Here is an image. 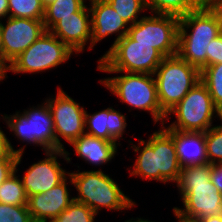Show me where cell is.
<instances>
[{
    "instance_id": "6da1fadb",
    "label": "cell",
    "mask_w": 222,
    "mask_h": 222,
    "mask_svg": "<svg viewBox=\"0 0 222 222\" xmlns=\"http://www.w3.org/2000/svg\"><path fill=\"white\" fill-rule=\"evenodd\" d=\"M211 164H197L182 167L176 186L184 208L173 211L187 220L222 215V193L210 180Z\"/></svg>"
},
{
    "instance_id": "7a4b0ae2",
    "label": "cell",
    "mask_w": 222,
    "mask_h": 222,
    "mask_svg": "<svg viewBox=\"0 0 222 222\" xmlns=\"http://www.w3.org/2000/svg\"><path fill=\"white\" fill-rule=\"evenodd\" d=\"M130 147L138 153L131 176L164 184L178 181L182 167L175 148L173 130L166 129L165 124L161 130L153 132L148 141L141 138L138 146L133 144Z\"/></svg>"
},
{
    "instance_id": "3957f363",
    "label": "cell",
    "mask_w": 222,
    "mask_h": 222,
    "mask_svg": "<svg viewBox=\"0 0 222 222\" xmlns=\"http://www.w3.org/2000/svg\"><path fill=\"white\" fill-rule=\"evenodd\" d=\"M221 33L215 14L209 8L198 7L179 18L177 54L201 71L207 66L210 41Z\"/></svg>"
},
{
    "instance_id": "277c9868",
    "label": "cell",
    "mask_w": 222,
    "mask_h": 222,
    "mask_svg": "<svg viewBox=\"0 0 222 222\" xmlns=\"http://www.w3.org/2000/svg\"><path fill=\"white\" fill-rule=\"evenodd\" d=\"M69 175V183L78 191L74 200L87 205L97 215L103 208L123 212L122 210L136 205L135 201L123 193L114 179L102 170H77Z\"/></svg>"
},
{
    "instance_id": "5b68a950",
    "label": "cell",
    "mask_w": 222,
    "mask_h": 222,
    "mask_svg": "<svg viewBox=\"0 0 222 222\" xmlns=\"http://www.w3.org/2000/svg\"><path fill=\"white\" fill-rule=\"evenodd\" d=\"M120 76L108 77L100 80L113 95H116L122 103L134 107V109L148 111L154 123H165L166 114L162 111L158 99L157 87L154 76L147 73H127Z\"/></svg>"
},
{
    "instance_id": "8992f818",
    "label": "cell",
    "mask_w": 222,
    "mask_h": 222,
    "mask_svg": "<svg viewBox=\"0 0 222 222\" xmlns=\"http://www.w3.org/2000/svg\"><path fill=\"white\" fill-rule=\"evenodd\" d=\"M153 76L160 107L167 115L200 81V70L176 54L164 57Z\"/></svg>"
},
{
    "instance_id": "52a82bcc",
    "label": "cell",
    "mask_w": 222,
    "mask_h": 222,
    "mask_svg": "<svg viewBox=\"0 0 222 222\" xmlns=\"http://www.w3.org/2000/svg\"><path fill=\"white\" fill-rule=\"evenodd\" d=\"M163 56L152 45L137 44L128 34L98 60L100 72L154 74Z\"/></svg>"
},
{
    "instance_id": "ba28073f",
    "label": "cell",
    "mask_w": 222,
    "mask_h": 222,
    "mask_svg": "<svg viewBox=\"0 0 222 222\" xmlns=\"http://www.w3.org/2000/svg\"><path fill=\"white\" fill-rule=\"evenodd\" d=\"M171 114L175 115L176 120L165 128L179 132L205 133L213 126V119L216 116L222 118L221 111L213 104L207 87L201 81L167 113L165 122L170 120Z\"/></svg>"
},
{
    "instance_id": "9c48e42d",
    "label": "cell",
    "mask_w": 222,
    "mask_h": 222,
    "mask_svg": "<svg viewBox=\"0 0 222 222\" xmlns=\"http://www.w3.org/2000/svg\"><path fill=\"white\" fill-rule=\"evenodd\" d=\"M2 119L20 141L42 147V150H56V136L51 110L45 100L42 105L24 110L21 114H1Z\"/></svg>"
},
{
    "instance_id": "30bf717a",
    "label": "cell",
    "mask_w": 222,
    "mask_h": 222,
    "mask_svg": "<svg viewBox=\"0 0 222 222\" xmlns=\"http://www.w3.org/2000/svg\"><path fill=\"white\" fill-rule=\"evenodd\" d=\"M73 52L65 43L46 30L10 64L7 71L14 74L45 72L68 61Z\"/></svg>"
},
{
    "instance_id": "8fae6325",
    "label": "cell",
    "mask_w": 222,
    "mask_h": 222,
    "mask_svg": "<svg viewBox=\"0 0 222 222\" xmlns=\"http://www.w3.org/2000/svg\"><path fill=\"white\" fill-rule=\"evenodd\" d=\"M178 29V17L152 13L129 26L128 35L137 44L152 45L163 57H169L178 52Z\"/></svg>"
},
{
    "instance_id": "7c38bea8",
    "label": "cell",
    "mask_w": 222,
    "mask_h": 222,
    "mask_svg": "<svg viewBox=\"0 0 222 222\" xmlns=\"http://www.w3.org/2000/svg\"><path fill=\"white\" fill-rule=\"evenodd\" d=\"M46 102L51 110L56 136V150H65L61 139L69 144L85 134L84 106H80L62 88H58L55 98H48ZM59 137L61 139H59Z\"/></svg>"
},
{
    "instance_id": "4fadbf2b",
    "label": "cell",
    "mask_w": 222,
    "mask_h": 222,
    "mask_svg": "<svg viewBox=\"0 0 222 222\" xmlns=\"http://www.w3.org/2000/svg\"><path fill=\"white\" fill-rule=\"evenodd\" d=\"M45 31L43 20L7 17L6 24L0 21L4 67L8 69L10 64Z\"/></svg>"
},
{
    "instance_id": "5bb4252c",
    "label": "cell",
    "mask_w": 222,
    "mask_h": 222,
    "mask_svg": "<svg viewBox=\"0 0 222 222\" xmlns=\"http://www.w3.org/2000/svg\"><path fill=\"white\" fill-rule=\"evenodd\" d=\"M43 160L33 163L24 173L21 179L27 197L45 193L55 185L61 183L70 172L60 166L58 156L71 162L70 153L66 150H55L45 152Z\"/></svg>"
},
{
    "instance_id": "9a60e30c",
    "label": "cell",
    "mask_w": 222,
    "mask_h": 222,
    "mask_svg": "<svg viewBox=\"0 0 222 222\" xmlns=\"http://www.w3.org/2000/svg\"><path fill=\"white\" fill-rule=\"evenodd\" d=\"M91 13V42L88 49H93L99 41H102L109 35L117 34V37L109 50L115 45V42L128 34L129 25L119 16L115 9L107 0H89Z\"/></svg>"
},
{
    "instance_id": "2e32d148",
    "label": "cell",
    "mask_w": 222,
    "mask_h": 222,
    "mask_svg": "<svg viewBox=\"0 0 222 222\" xmlns=\"http://www.w3.org/2000/svg\"><path fill=\"white\" fill-rule=\"evenodd\" d=\"M91 29V13L85 4L73 16L61 17L49 31L77 55L91 42Z\"/></svg>"
},
{
    "instance_id": "e0dca14e",
    "label": "cell",
    "mask_w": 222,
    "mask_h": 222,
    "mask_svg": "<svg viewBox=\"0 0 222 222\" xmlns=\"http://www.w3.org/2000/svg\"><path fill=\"white\" fill-rule=\"evenodd\" d=\"M67 179L70 175L45 193L28 197L27 207L34 222H52L74 201L69 195Z\"/></svg>"
},
{
    "instance_id": "ac0fdd59",
    "label": "cell",
    "mask_w": 222,
    "mask_h": 222,
    "mask_svg": "<svg viewBox=\"0 0 222 222\" xmlns=\"http://www.w3.org/2000/svg\"><path fill=\"white\" fill-rule=\"evenodd\" d=\"M85 133L97 138L116 142L126 131V117L119 110L109 107L93 114L85 113Z\"/></svg>"
},
{
    "instance_id": "d6986e66",
    "label": "cell",
    "mask_w": 222,
    "mask_h": 222,
    "mask_svg": "<svg viewBox=\"0 0 222 222\" xmlns=\"http://www.w3.org/2000/svg\"><path fill=\"white\" fill-rule=\"evenodd\" d=\"M70 145L73 146L75 154L90 165L103 166L115 157L117 147L121 144L85 133Z\"/></svg>"
},
{
    "instance_id": "ffe728a7",
    "label": "cell",
    "mask_w": 222,
    "mask_h": 222,
    "mask_svg": "<svg viewBox=\"0 0 222 222\" xmlns=\"http://www.w3.org/2000/svg\"><path fill=\"white\" fill-rule=\"evenodd\" d=\"M173 139L181 167L208 163L205 133L173 130Z\"/></svg>"
},
{
    "instance_id": "44dd1931",
    "label": "cell",
    "mask_w": 222,
    "mask_h": 222,
    "mask_svg": "<svg viewBox=\"0 0 222 222\" xmlns=\"http://www.w3.org/2000/svg\"><path fill=\"white\" fill-rule=\"evenodd\" d=\"M22 156L23 154L17 156L15 172L0 185V203L9 205H27L28 203V197L19 178L20 175L17 176L16 174L18 173L17 168L21 164Z\"/></svg>"
},
{
    "instance_id": "7402d4cb",
    "label": "cell",
    "mask_w": 222,
    "mask_h": 222,
    "mask_svg": "<svg viewBox=\"0 0 222 222\" xmlns=\"http://www.w3.org/2000/svg\"><path fill=\"white\" fill-rule=\"evenodd\" d=\"M86 0H55L45 6L43 23L45 30L49 31L61 17L73 16L84 5Z\"/></svg>"
},
{
    "instance_id": "603a6c76",
    "label": "cell",
    "mask_w": 222,
    "mask_h": 222,
    "mask_svg": "<svg viewBox=\"0 0 222 222\" xmlns=\"http://www.w3.org/2000/svg\"><path fill=\"white\" fill-rule=\"evenodd\" d=\"M145 2L151 14L172 15L178 18L198 8L193 0H145Z\"/></svg>"
},
{
    "instance_id": "cb8c5ba5",
    "label": "cell",
    "mask_w": 222,
    "mask_h": 222,
    "mask_svg": "<svg viewBox=\"0 0 222 222\" xmlns=\"http://www.w3.org/2000/svg\"><path fill=\"white\" fill-rule=\"evenodd\" d=\"M200 81L207 87L213 104L222 113V63L203 68L200 71Z\"/></svg>"
},
{
    "instance_id": "d4e9b609",
    "label": "cell",
    "mask_w": 222,
    "mask_h": 222,
    "mask_svg": "<svg viewBox=\"0 0 222 222\" xmlns=\"http://www.w3.org/2000/svg\"><path fill=\"white\" fill-rule=\"evenodd\" d=\"M9 17L43 20L45 6L41 0H8Z\"/></svg>"
},
{
    "instance_id": "484cf974",
    "label": "cell",
    "mask_w": 222,
    "mask_h": 222,
    "mask_svg": "<svg viewBox=\"0 0 222 222\" xmlns=\"http://www.w3.org/2000/svg\"><path fill=\"white\" fill-rule=\"evenodd\" d=\"M120 17L129 25L132 26L142 17H139L141 12L147 10L145 0H107Z\"/></svg>"
},
{
    "instance_id": "4316f807",
    "label": "cell",
    "mask_w": 222,
    "mask_h": 222,
    "mask_svg": "<svg viewBox=\"0 0 222 222\" xmlns=\"http://www.w3.org/2000/svg\"><path fill=\"white\" fill-rule=\"evenodd\" d=\"M96 216L87 205L74 200L52 222H95Z\"/></svg>"
},
{
    "instance_id": "83f0119b",
    "label": "cell",
    "mask_w": 222,
    "mask_h": 222,
    "mask_svg": "<svg viewBox=\"0 0 222 222\" xmlns=\"http://www.w3.org/2000/svg\"><path fill=\"white\" fill-rule=\"evenodd\" d=\"M222 122V118L220 119ZM207 161L210 164L222 163V125L214 126L205 132Z\"/></svg>"
},
{
    "instance_id": "f1b7e54d",
    "label": "cell",
    "mask_w": 222,
    "mask_h": 222,
    "mask_svg": "<svg viewBox=\"0 0 222 222\" xmlns=\"http://www.w3.org/2000/svg\"><path fill=\"white\" fill-rule=\"evenodd\" d=\"M0 222H34L27 205L0 203Z\"/></svg>"
},
{
    "instance_id": "f546056e",
    "label": "cell",
    "mask_w": 222,
    "mask_h": 222,
    "mask_svg": "<svg viewBox=\"0 0 222 222\" xmlns=\"http://www.w3.org/2000/svg\"><path fill=\"white\" fill-rule=\"evenodd\" d=\"M207 54V66L222 63V33L210 41Z\"/></svg>"
},
{
    "instance_id": "4dcf8cb0",
    "label": "cell",
    "mask_w": 222,
    "mask_h": 222,
    "mask_svg": "<svg viewBox=\"0 0 222 222\" xmlns=\"http://www.w3.org/2000/svg\"><path fill=\"white\" fill-rule=\"evenodd\" d=\"M25 150V147L22 146L19 149H14L11 145L10 140L4 133V131L1 130L0 127V158L6 157V156H18L20 154H23Z\"/></svg>"
},
{
    "instance_id": "1f68e13d",
    "label": "cell",
    "mask_w": 222,
    "mask_h": 222,
    "mask_svg": "<svg viewBox=\"0 0 222 222\" xmlns=\"http://www.w3.org/2000/svg\"><path fill=\"white\" fill-rule=\"evenodd\" d=\"M17 156L0 158V185L15 172Z\"/></svg>"
},
{
    "instance_id": "d6a6232c",
    "label": "cell",
    "mask_w": 222,
    "mask_h": 222,
    "mask_svg": "<svg viewBox=\"0 0 222 222\" xmlns=\"http://www.w3.org/2000/svg\"><path fill=\"white\" fill-rule=\"evenodd\" d=\"M210 180L218 192L222 193V163L211 164Z\"/></svg>"
},
{
    "instance_id": "836d02e7",
    "label": "cell",
    "mask_w": 222,
    "mask_h": 222,
    "mask_svg": "<svg viewBox=\"0 0 222 222\" xmlns=\"http://www.w3.org/2000/svg\"><path fill=\"white\" fill-rule=\"evenodd\" d=\"M209 9L215 14L222 31V0L214 2Z\"/></svg>"
},
{
    "instance_id": "e575fe53",
    "label": "cell",
    "mask_w": 222,
    "mask_h": 222,
    "mask_svg": "<svg viewBox=\"0 0 222 222\" xmlns=\"http://www.w3.org/2000/svg\"><path fill=\"white\" fill-rule=\"evenodd\" d=\"M9 17V6H8V0H0V21H2V18Z\"/></svg>"
},
{
    "instance_id": "d590c367",
    "label": "cell",
    "mask_w": 222,
    "mask_h": 222,
    "mask_svg": "<svg viewBox=\"0 0 222 222\" xmlns=\"http://www.w3.org/2000/svg\"><path fill=\"white\" fill-rule=\"evenodd\" d=\"M216 1L217 0H193L194 4L197 7H205V8H209Z\"/></svg>"
},
{
    "instance_id": "8d00e7d4",
    "label": "cell",
    "mask_w": 222,
    "mask_h": 222,
    "mask_svg": "<svg viewBox=\"0 0 222 222\" xmlns=\"http://www.w3.org/2000/svg\"><path fill=\"white\" fill-rule=\"evenodd\" d=\"M197 222H222V215L221 216H209L205 218H200Z\"/></svg>"
},
{
    "instance_id": "74e56055",
    "label": "cell",
    "mask_w": 222,
    "mask_h": 222,
    "mask_svg": "<svg viewBox=\"0 0 222 222\" xmlns=\"http://www.w3.org/2000/svg\"><path fill=\"white\" fill-rule=\"evenodd\" d=\"M7 69L0 63V81L6 79V77H8L6 75L7 73Z\"/></svg>"
},
{
    "instance_id": "f35d334b",
    "label": "cell",
    "mask_w": 222,
    "mask_h": 222,
    "mask_svg": "<svg viewBox=\"0 0 222 222\" xmlns=\"http://www.w3.org/2000/svg\"><path fill=\"white\" fill-rule=\"evenodd\" d=\"M0 63L4 66V50L2 45L1 33H0Z\"/></svg>"
},
{
    "instance_id": "ab89813d",
    "label": "cell",
    "mask_w": 222,
    "mask_h": 222,
    "mask_svg": "<svg viewBox=\"0 0 222 222\" xmlns=\"http://www.w3.org/2000/svg\"><path fill=\"white\" fill-rule=\"evenodd\" d=\"M125 222H154V221H150L148 219H143V218H131L130 220H126Z\"/></svg>"
},
{
    "instance_id": "60d3db41",
    "label": "cell",
    "mask_w": 222,
    "mask_h": 222,
    "mask_svg": "<svg viewBox=\"0 0 222 222\" xmlns=\"http://www.w3.org/2000/svg\"><path fill=\"white\" fill-rule=\"evenodd\" d=\"M174 215L176 216V219H178V222H197V221H194V220H187V219H184L182 218L181 216L177 215L174 211H173Z\"/></svg>"
},
{
    "instance_id": "b9f144b4",
    "label": "cell",
    "mask_w": 222,
    "mask_h": 222,
    "mask_svg": "<svg viewBox=\"0 0 222 222\" xmlns=\"http://www.w3.org/2000/svg\"><path fill=\"white\" fill-rule=\"evenodd\" d=\"M41 1H42L43 5L46 6V5L54 2L55 0H41Z\"/></svg>"
}]
</instances>
